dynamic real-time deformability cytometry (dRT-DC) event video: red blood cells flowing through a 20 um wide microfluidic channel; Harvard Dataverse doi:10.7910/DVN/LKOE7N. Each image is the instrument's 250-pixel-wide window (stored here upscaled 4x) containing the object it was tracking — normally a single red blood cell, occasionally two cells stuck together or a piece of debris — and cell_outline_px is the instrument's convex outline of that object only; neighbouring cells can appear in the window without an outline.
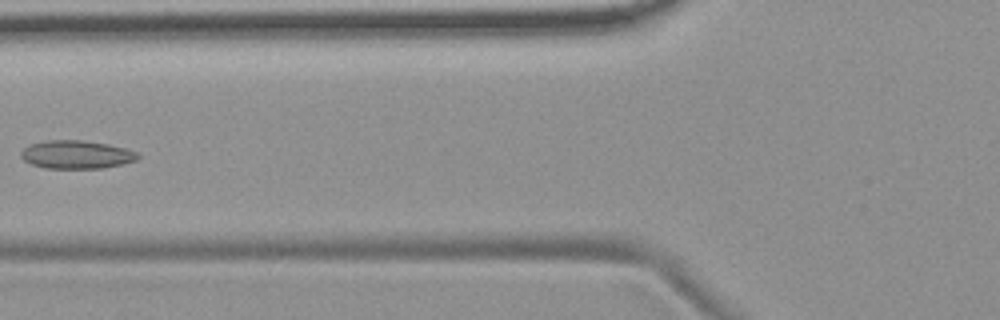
{"species": "common noctule bat (a hibernating species)", "species_latin": "Nyctalus noctula", "temperature_condition": "room temperature", "stored_images_in_passage": 8, "camera_frame_rate_fps": 3000, "um_per_image_px": 0.085, "animal": {"sex": "female", "body_mass_g": 19.9}, "frame": {"image": 1, "passage_image": 7, "time_ms": 7.0, "image_size_px": [1000, 320], "cell_outline_px": [[140, 156], [136, 160], [124, 164], [104, 168], [44, 168], [32, 164], [24, 160], [20, 156], [20, 152], [28, 144], [44, 140], [80, 140], [108, 144], [140, 152]], "centroid_in_image_um": [6.5, 13.13], "position_along_channel_um": 119.3, "area_um2": 19.42}}
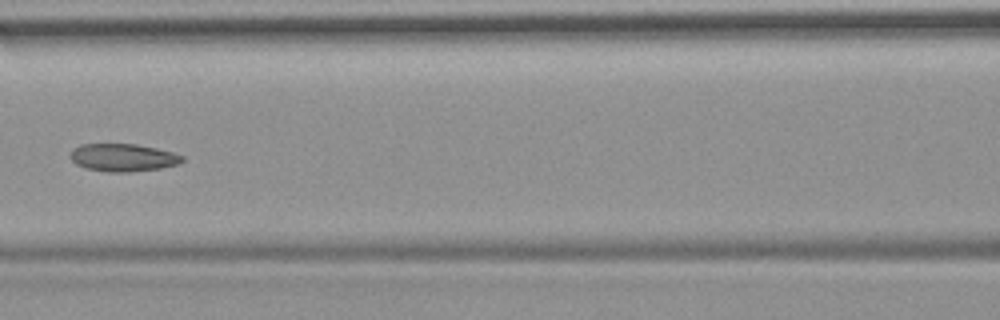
{"frame": {"image": 2, "passage_image": 8, "time_ms": 8.0, "image_size_px": [1000, 320], "cell_outline_px": [[184, 160], [180, 164], [160, 168], [128, 172], [108, 172], [84, 168], [76, 164], [68, 156], [68, 152], [72, 148], [80, 144], [136, 144], [156, 148], [172, 152], [184, 156]], "centroid_in_image_um": [10.41, 13.39], "position_along_channel_um": 156.2, "area_um2": 18.32}}